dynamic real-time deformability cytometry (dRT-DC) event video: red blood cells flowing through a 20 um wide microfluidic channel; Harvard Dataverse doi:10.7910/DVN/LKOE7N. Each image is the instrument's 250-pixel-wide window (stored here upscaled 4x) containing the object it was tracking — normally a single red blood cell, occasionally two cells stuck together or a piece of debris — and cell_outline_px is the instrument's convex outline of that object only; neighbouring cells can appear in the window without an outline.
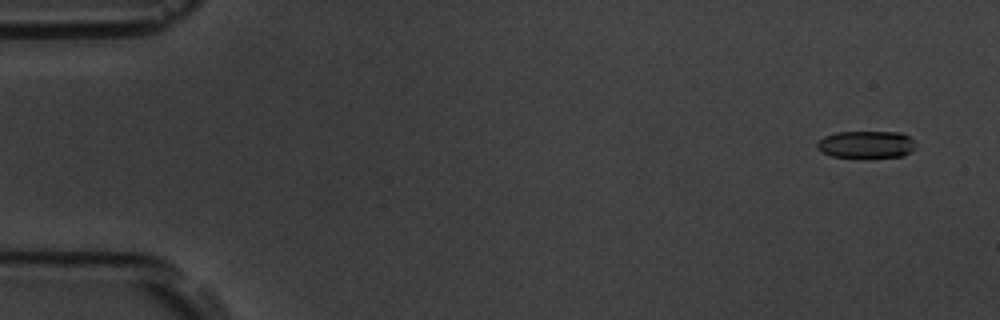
{"species": "common noctule bat (a hibernating species)", "species_latin": "Nyctalus noctula", "temperature_condition": "room temperature", "stored_images_in_passage": 5, "camera_frame_rate_fps": 3000, "um_per_image_px": 0.085, "animal": {"sex": "male", "body_mass_g": 19.5, "forearm_length_mm": 54.6}, "frame": {"image": 1, "passage_image": 1, "time_ms": 0.0, "image_size_px": [1000, 320], "cell_outline_px": [[916, 148], [912, 152], [904, 156], [832, 156], [820, 152], [816, 148], [816, 144], [824, 136], [836, 132], [900, 132], [908, 136], [912, 140]], "centroid_in_image_um": [73.62, 12.26], "position_along_channel_um": 11.4, "area_um2": 15.43}}
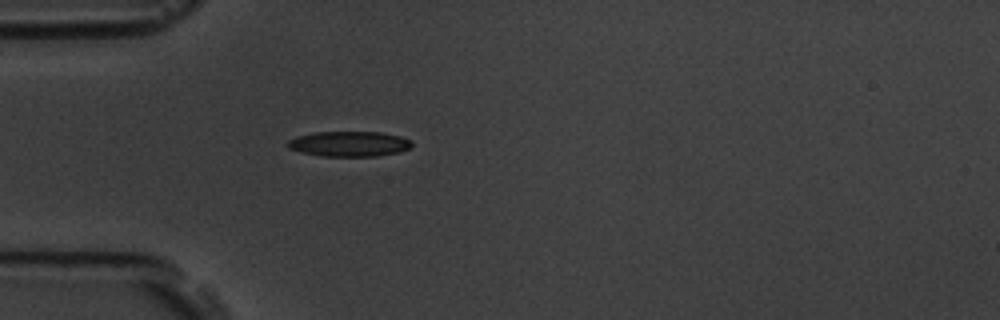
{"frame": {"image": 2, "passage_image": 5, "time_ms": 4.667, "image_size_px": [1000, 320], "cell_outline_px": [[412, 144], [408, 148], [400, 152], [376, 156], [320, 156], [300, 152], [288, 148], [284, 144], [288, 140], [296, 136], [312, 132], [380, 132], [400, 136], [412, 140]], "centroid_in_image_um": [29.63, 12.23], "position_along_channel_um": 55.4, "area_um2": 18.44}}